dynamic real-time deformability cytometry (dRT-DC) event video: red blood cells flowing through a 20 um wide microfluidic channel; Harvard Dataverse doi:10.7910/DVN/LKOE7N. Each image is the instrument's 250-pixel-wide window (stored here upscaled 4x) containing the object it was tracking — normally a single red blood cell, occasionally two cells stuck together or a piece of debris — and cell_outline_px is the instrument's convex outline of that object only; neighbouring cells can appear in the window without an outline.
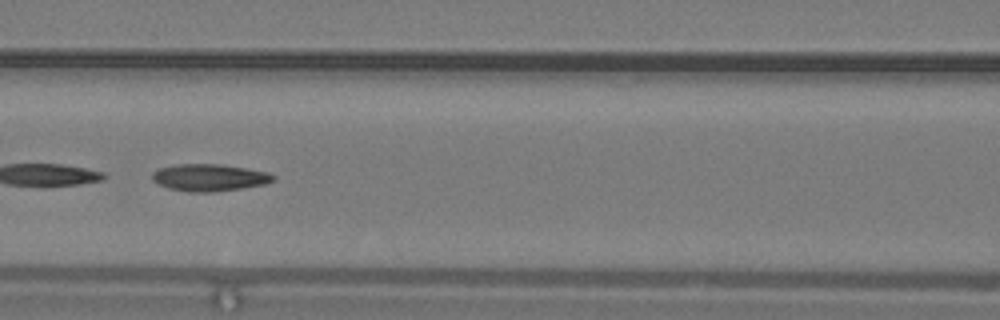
{"species": "common noctule bat (a hibernating species)", "species_latin": "Nyctalus noctula", "temperature_condition": "warm", "stored_images_in_passage": 48, "camera_frame_rate_fps": 3000, "um_per_image_px": 0.085, "animal": {"sex": "male", "body_mass_g": 19.2, "forearm_length_mm": 51.8}, "frame": {"image": 1, "passage_image": 22, "time_ms": 7.0, "image_size_px": [1000, 320], "cell_outline_px": [[276, 180], [264, 184], [240, 188], [212, 192], [188, 192], [168, 188], [152, 180], [152, 172], [160, 168], [176, 164], [220, 164], [248, 168], [268, 172], [276, 176]], "centroid_in_image_um": [17.81, 15.08], "position_along_channel_um": 148.8, "area_um2": 19.13}}
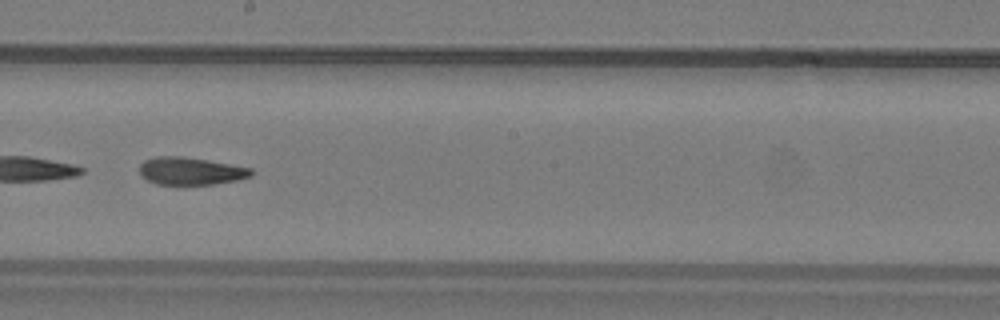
{"frame": {"image": 2, "passage_image": 28, "time_ms": 9.0, "image_size_px": [1000, 320], "cell_outline_px": [[252, 176], [236, 180], [212, 184], [156, 184], [140, 176], [140, 164], [144, 160], [156, 156], [180, 156], [208, 160], [252, 168]], "centroid_in_image_um": [16.18, 14.53], "position_along_channel_um": 232.0, "area_um2": 17.86}}
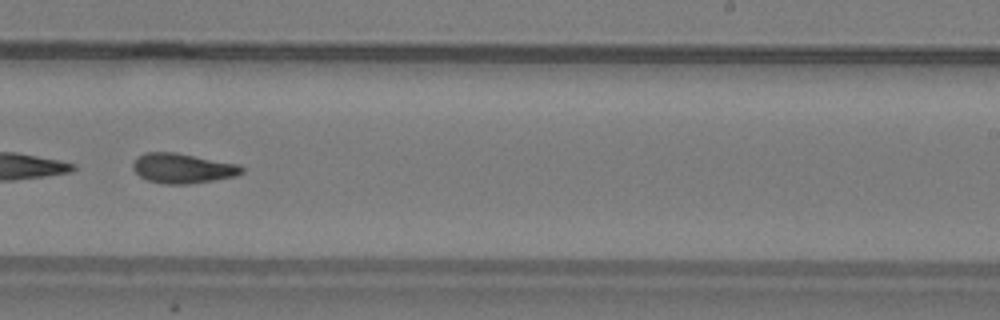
{"frame": {"image": 3, "passage_image": 31, "time_ms": 10.0, "image_size_px": [1000, 320], "cell_outline_px": [[244, 172], [236, 176], [188, 184], [164, 184], [148, 180], [140, 176], [132, 168], [132, 164], [136, 156], [144, 152], [176, 152], [240, 164], [244, 168]], "centroid_in_image_um": [15.52, 14.29], "position_along_channel_um": 273.5, "area_um2": 19.13}, "authors_computed_cell_mechanics": {"area_um2": 24.565, "velocity_mm_per_s": 4.1721, "shape_relaxation_time_tau1_ms": null, "shape_relaxation_time_tau2_ms": 4.3618, "deformation_change_tau1": null, "deformation_change_tau2": 0.1317}}